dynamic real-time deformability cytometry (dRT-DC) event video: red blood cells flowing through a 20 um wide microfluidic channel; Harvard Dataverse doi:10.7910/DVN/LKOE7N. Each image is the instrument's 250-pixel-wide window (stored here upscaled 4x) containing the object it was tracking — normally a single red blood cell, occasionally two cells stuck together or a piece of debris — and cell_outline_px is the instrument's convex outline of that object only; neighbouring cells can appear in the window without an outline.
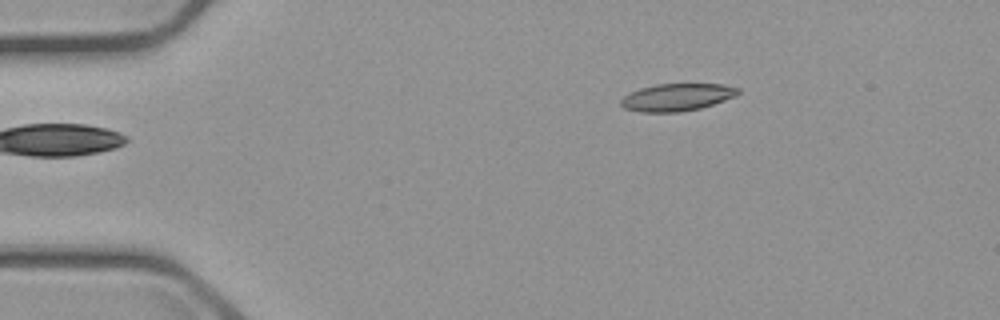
{"species": "common noctule bat (a hibernating species)", "species_latin": "Nyctalus noctula", "temperature_condition": "cold", "stored_images_in_passage": 3, "camera_frame_rate_fps": 3000, "um_per_image_px": 0.085, "animal": {"sex": "male", "body_mass_g": 23.1, "forearm_length_mm": 52.7}, "frame": {"image": 1, "passage_image": 1, "time_ms": 0.0, "image_size_px": [1000, 320], "cell_outline_px": [[740, 92], [736, 96], [700, 108], [680, 112], [640, 112], [624, 108], [620, 104], [620, 100], [628, 92], [640, 88], [656, 84], [724, 84], [740, 88]], "centroid_in_image_um": [57.52, 8.26], "position_along_channel_um": 27.5, "area_um2": 18.79}}